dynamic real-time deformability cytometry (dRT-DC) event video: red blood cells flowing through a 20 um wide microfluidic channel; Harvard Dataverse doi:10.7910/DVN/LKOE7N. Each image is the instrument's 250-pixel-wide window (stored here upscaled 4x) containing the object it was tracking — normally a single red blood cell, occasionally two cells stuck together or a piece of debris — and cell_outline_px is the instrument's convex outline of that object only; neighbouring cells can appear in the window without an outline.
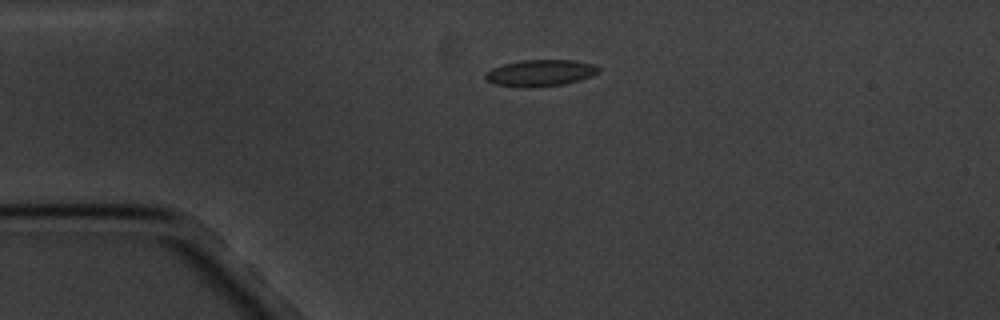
{"species": "common noctule bat (a hibernating species)", "species_latin": "Nyctalus noctula", "temperature_condition": "cold", "stored_images_in_passage": 5, "camera_frame_rate_fps": 3000, "um_per_image_px": 0.085, "animal": {"sex": "male", "body_mass_g": 20.1, "forearm_length_mm": 53.5}, "frame": {"image": 1, "passage_image": 3, "time_ms": 3.0, "image_size_px": [1000, 320], "cell_outline_px": [[600, 72], [592, 76], [580, 80], [564, 84], [524, 88], [496, 84], [484, 80], [484, 76], [492, 68], [504, 64], [520, 60], [576, 60], [592, 64], [600, 68]], "centroid_in_image_um": [45.94, 6.2], "position_along_channel_um": 39.1, "area_um2": 17.57}}
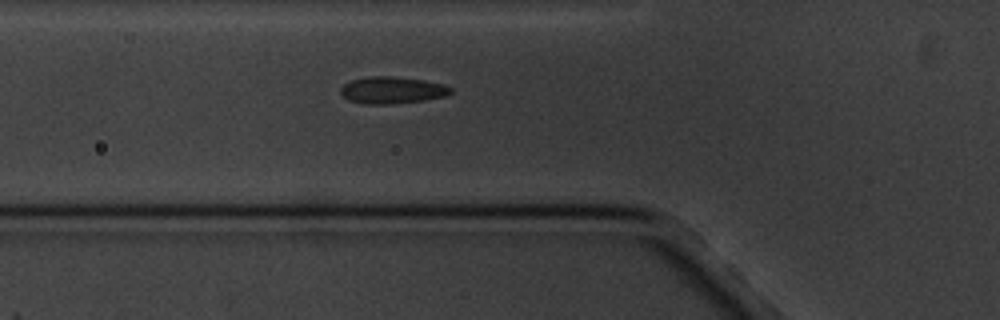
{"frame": {"image": 2, "passage_image": 5, "time_ms": 5.333, "image_size_px": [1000, 320], "cell_outline_px": [[452, 92], [444, 96], [424, 100], [388, 104], [368, 104], [348, 100], [340, 92], [340, 88], [344, 84], [352, 80], [368, 76], [392, 76], [424, 80], [440, 84], [452, 88]], "centroid_in_image_um": [33.3, 7.66], "position_along_channel_um": 92.5, "area_um2": 17.05}}